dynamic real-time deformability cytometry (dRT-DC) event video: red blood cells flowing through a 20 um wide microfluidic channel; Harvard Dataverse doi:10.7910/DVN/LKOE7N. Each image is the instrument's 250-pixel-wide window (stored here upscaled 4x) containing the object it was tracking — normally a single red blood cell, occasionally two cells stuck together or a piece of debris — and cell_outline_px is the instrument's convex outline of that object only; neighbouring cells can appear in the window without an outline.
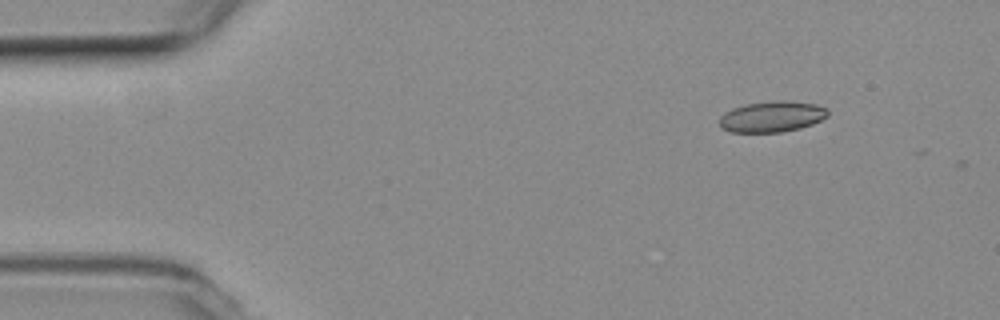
{"species": "common noctule bat (a hibernating species)", "species_latin": "Nyctalus noctula", "temperature_condition": "room temperature", "stored_images_in_passage": 3, "camera_frame_rate_fps": 3000, "um_per_image_px": 0.085, "animal": {"sex": "female", "body_mass_g": 19.3, "forearm_length_mm": 54.1}, "frame": {"image": 1, "passage_image": 1, "time_ms": 0.0, "image_size_px": [1000, 320], "cell_outline_px": [[828, 116], [812, 124], [800, 128], [780, 132], [728, 132], [720, 128], [720, 116], [724, 112], [732, 108], [744, 104], [776, 100], [788, 100], [816, 104], [828, 108]], "centroid_in_image_um": [65.6, 9.9], "position_along_channel_um": 19.4, "area_um2": 19.77}}